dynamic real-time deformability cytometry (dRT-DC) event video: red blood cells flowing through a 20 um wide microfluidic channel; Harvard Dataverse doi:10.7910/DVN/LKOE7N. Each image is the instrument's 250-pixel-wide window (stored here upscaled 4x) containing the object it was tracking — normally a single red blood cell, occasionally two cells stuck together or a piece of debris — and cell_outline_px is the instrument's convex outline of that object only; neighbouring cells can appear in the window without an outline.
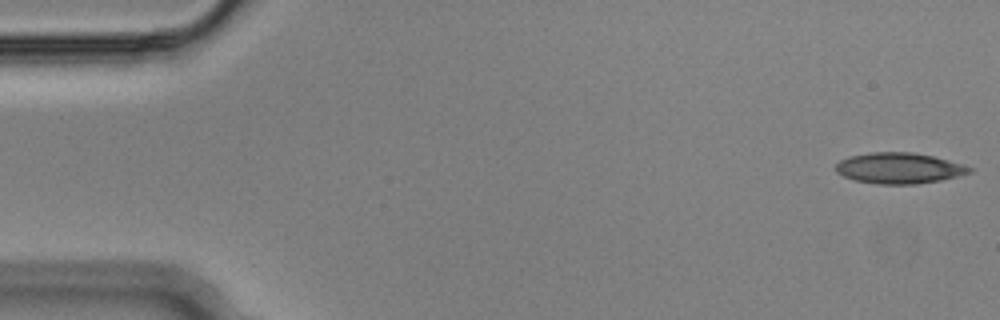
{"species": "Egyptian fruit bat (a non-hibernating species)", "species_latin": "Rousettus aegyptiacus", "temperature_condition": "cold", "stored_images_in_passage": 49, "camera_frame_rate_fps": 3000, "um_per_image_px": 0.085, "animal": {"sex": "male"}, "frame": {"image": 1, "passage_image": 1, "time_ms": 0.0, "image_size_px": [1000, 320], "cell_outline_px": [[972, 172], [960, 176], [940, 180], [916, 184], [876, 184], [856, 180], [844, 176], [836, 172], [836, 164], [840, 160], [848, 156], [872, 152], [912, 152], [932, 156], [948, 160], [972, 168]], "centroid_in_image_um": [76.41, 14.29], "position_along_channel_um": 8.6, "area_um2": 23.93}}
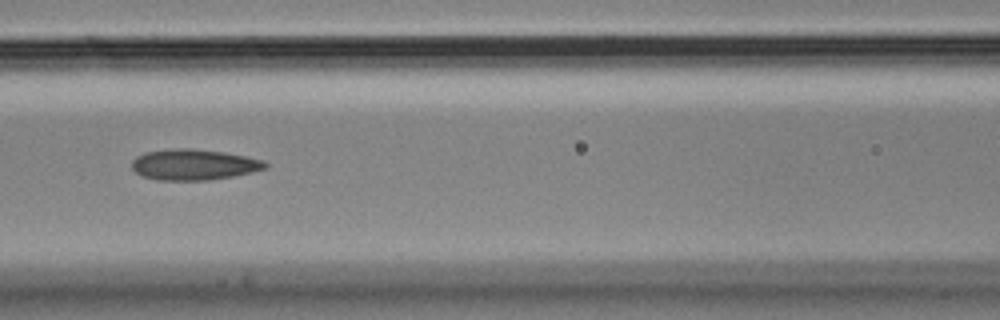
{"frame": {"image": 2, "passage_image": 23, "time_ms": 7.333, "image_size_px": [1000, 320], "cell_outline_px": [[268, 168], [252, 172], [232, 176], [208, 180], [156, 180], [140, 176], [132, 168], [132, 160], [136, 156], [144, 152], [172, 148], [192, 148], [224, 152], [264, 160], [268, 164]], "centroid_in_image_um": [16.45, 13.99], "position_along_channel_um": 150.2, "area_um2": 24.16}}
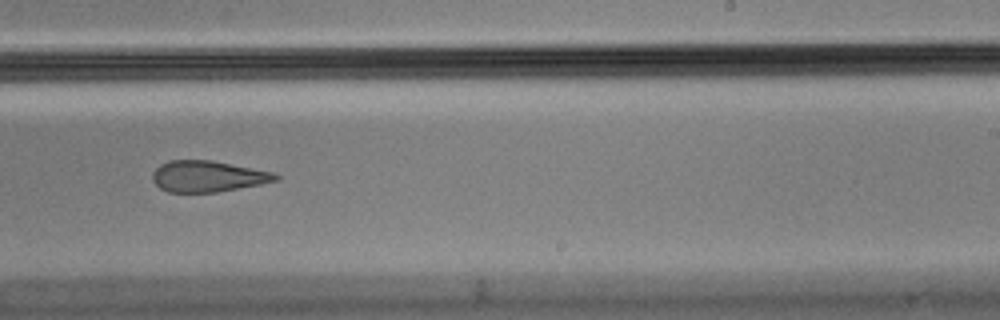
{"frame": {"image": 3, "passage_image": 33, "time_ms": 10.667, "image_size_px": [1000, 320], "cell_outline_px": [[280, 176], [276, 180], [260, 184], [216, 192], [168, 192], [160, 188], [152, 180], [152, 172], [160, 164], [168, 160], [212, 160], [272, 172]], "centroid_in_image_um": [17.61, 14.98], "position_along_channel_um": 271.4, "area_um2": 22.2}}